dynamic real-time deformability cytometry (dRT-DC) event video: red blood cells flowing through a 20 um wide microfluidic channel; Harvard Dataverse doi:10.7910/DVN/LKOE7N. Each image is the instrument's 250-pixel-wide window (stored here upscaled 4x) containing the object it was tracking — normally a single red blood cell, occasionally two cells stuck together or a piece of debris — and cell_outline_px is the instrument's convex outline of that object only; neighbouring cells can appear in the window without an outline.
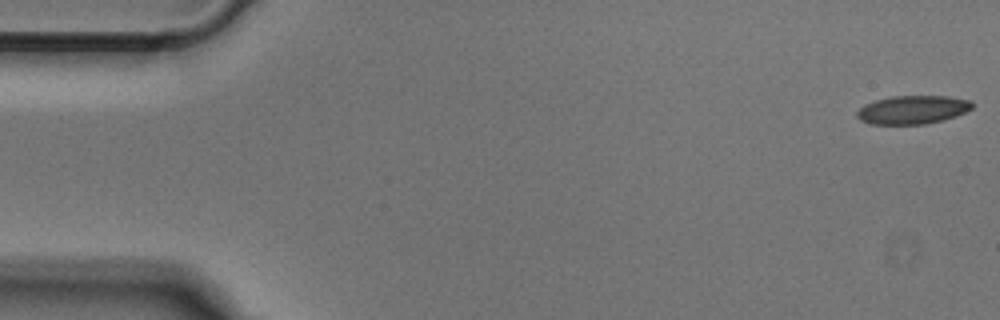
{"species": "Egyptian fruit bat (a non-hibernating species)", "species_latin": "Rousettus aegyptiacus", "temperature_condition": "cold", "stored_images_in_passage": 51, "camera_frame_rate_fps": 3000, "um_per_image_px": 0.085, "animal": {"sex": "male"}, "frame": {"image": 1, "passage_image": 1, "time_ms": 0.0, "image_size_px": [1000, 320], "cell_outline_px": [[972, 108], [956, 116], [944, 120], [924, 124], [872, 124], [860, 120], [856, 116], [856, 112], [864, 104], [876, 100], [892, 96], [948, 96], [972, 100]], "centroid_in_image_um": [77.57, 9.32], "position_along_channel_um": 7.4, "area_um2": 19.13}}
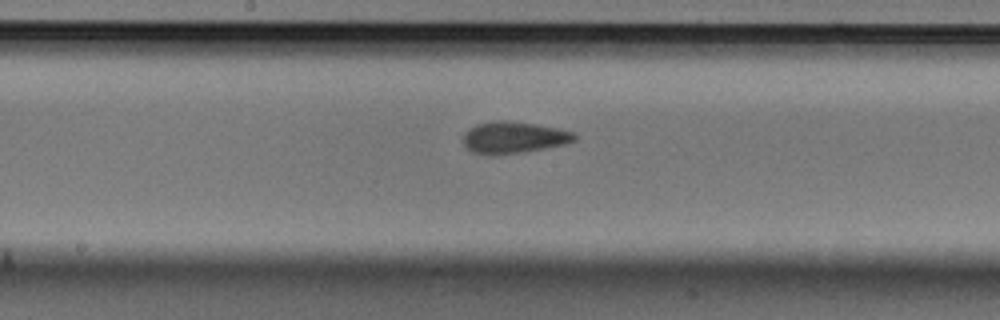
{"frame": {"image": 2, "passage_image": 26, "time_ms": 8.333, "image_size_px": [1000, 320], "cell_outline_px": [[576, 140], [568, 144], [524, 152], [496, 156], [484, 156], [472, 152], [464, 144], [464, 132], [468, 128], [476, 124], [500, 120], [508, 120], [556, 128], [576, 132]], "centroid_in_image_um": [43.66, 11.71], "position_along_channel_um": 204.5, "area_um2": 20.92}}
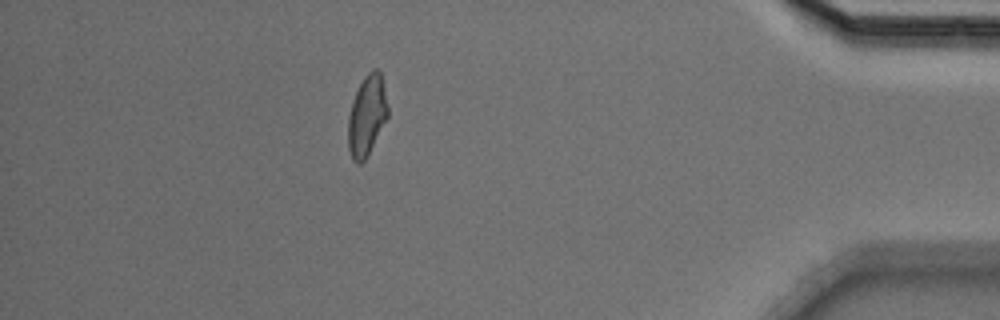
{"frame": {"image": 3, "passage_image": 45, "time_ms": 14.667, "image_size_px": [1000, 320], "cell_outline_px": [[388, 116], [364, 160], [360, 164], [356, 164], [352, 160], [348, 148], [348, 116], [352, 100], [364, 76], [372, 68], [376, 68], [380, 72], [388, 104]], "centroid_in_image_um": [31.17, 9.81], "position_along_channel_um": 404.0, "area_um2": 18.5}}